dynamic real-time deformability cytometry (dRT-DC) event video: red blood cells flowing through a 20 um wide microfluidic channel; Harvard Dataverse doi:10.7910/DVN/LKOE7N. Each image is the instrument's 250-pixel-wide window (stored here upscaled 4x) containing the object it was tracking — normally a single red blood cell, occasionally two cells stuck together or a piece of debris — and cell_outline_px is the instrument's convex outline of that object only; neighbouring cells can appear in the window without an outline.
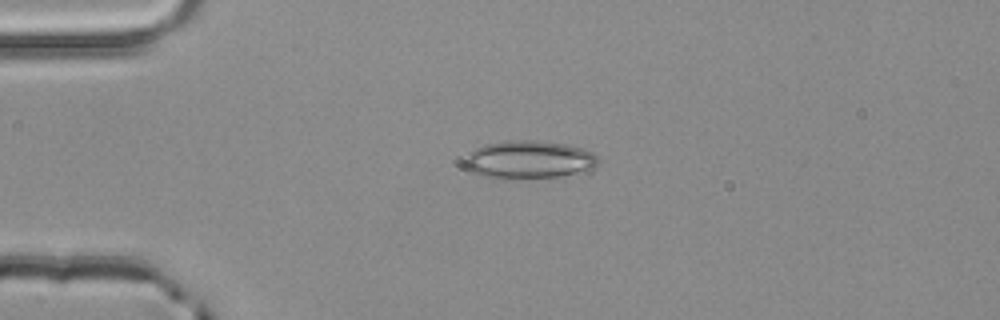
{"species": "common noctule bat (a hibernating species)", "species_latin": "Nyctalus noctula", "temperature_condition": "room temperature", "stored_images_in_passage": 2, "camera_frame_rate_fps": 3000, "um_per_image_px": 0.085, "animal": {"sex": "male", "body_mass_g": 20.4}, "frame": {"image": 1, "passage_image": 1, "time_ms": 0.0, "image_size_px": [1000, 320], "cell_outline_px": [[596, 164], [592, 168], [560, 176], [484, 176], [472, 172], [468, 168], [464, 160], [468, 152], [484, 144], [512, 140], [532, 140], [564, 144], [584, 148], [592, 152], [596, 156]], "centroid_in_image_um": [44.94, 13.52], "position_along_channel_um": 40.1, "area_um2": 28.32}}